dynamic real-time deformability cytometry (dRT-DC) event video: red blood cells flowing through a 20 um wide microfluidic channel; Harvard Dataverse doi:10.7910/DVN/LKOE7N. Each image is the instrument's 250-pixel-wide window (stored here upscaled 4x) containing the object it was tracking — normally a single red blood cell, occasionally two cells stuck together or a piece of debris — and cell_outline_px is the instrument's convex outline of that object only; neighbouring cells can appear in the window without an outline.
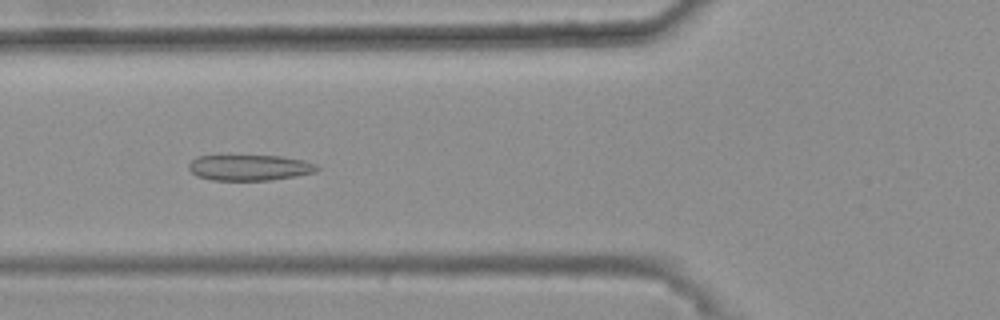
{"species": "common noctule bat (a hibernating species)", "species_latin": "Nyctalus noctula", "temperature_condition": "warm", "stored_images_in_passage": 46, "camera_frame_rate_fps": 3000, "um_per_image_px": 0.085, "animal": {"sex": "female", "body_mass_g": 25.1}, "frame": {"image": 1, "passage_image": 20, "time_ms": 6.333, "image_size_px": [1000, 320], "cell_outline_px": [[320, 168], [316, 172], [296, 176], [272, 180], [212, 180], [196, 176], [188, 168], [188, 164], [196, 156], [280, 156], [304, 160], [316, 164]], "centroid_in_image_um": [21.22, 14.25], "position_along_channel_um": 104.6, "area_um2": 19.31}}
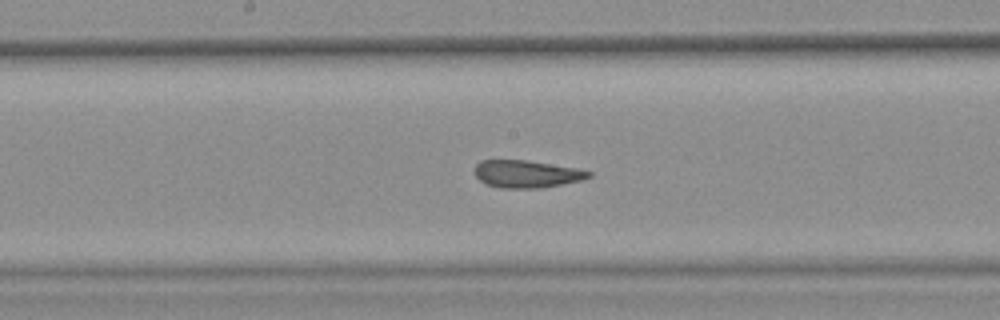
{"frame": {"image": 2, "passage_image": 28, "time_ms": 9.0, "image_size_px": [1000, 320], "cell_outline_px": [[592, 176], [584, 180], [540, 188], [500, 188], [488, 184], [480, 180], [476, 176], [476, 164], [480, 160], [524, 160], [580, 168], [592, 172]], "centroid_in_image_um": [44.82, 14.78], "position_along_channel_um": 203.4, "area_um2": 18.26}}
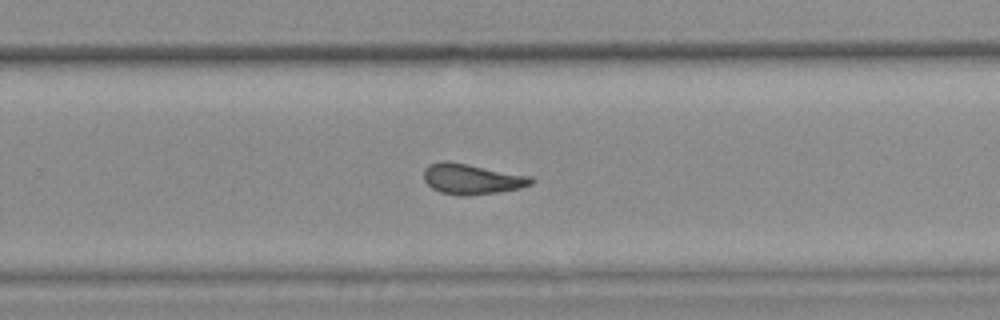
{"frame": {"image": 3, "passage_image": 35, "time_ms": 11.333, "image_size_px": [1000, 320], "cell_outline_px": [[536, 180], [532, 184], [520, 188], [500, 192], [464, 196], [460, 196], [440, 192], [432, 188], [424, 180], [424, 168], [428, 164], [444, 160], [448, 160], [532, 176]], "centroid_in_image_um": [40.11, 15.21], "position_along_channel_um": 289.7, "area_um2": 19.36}, "authors_computed_cell_mechanics": {"area_um2": 19.3919, "velocity_mm_per_s": 3.707, "shape_relaxation_time_tau1_ms": null, "shape_relaxation_time_tau2_ms": 1.758, "deformation_change_tau1": null, "deformation_change_tau2": 0.0849}}